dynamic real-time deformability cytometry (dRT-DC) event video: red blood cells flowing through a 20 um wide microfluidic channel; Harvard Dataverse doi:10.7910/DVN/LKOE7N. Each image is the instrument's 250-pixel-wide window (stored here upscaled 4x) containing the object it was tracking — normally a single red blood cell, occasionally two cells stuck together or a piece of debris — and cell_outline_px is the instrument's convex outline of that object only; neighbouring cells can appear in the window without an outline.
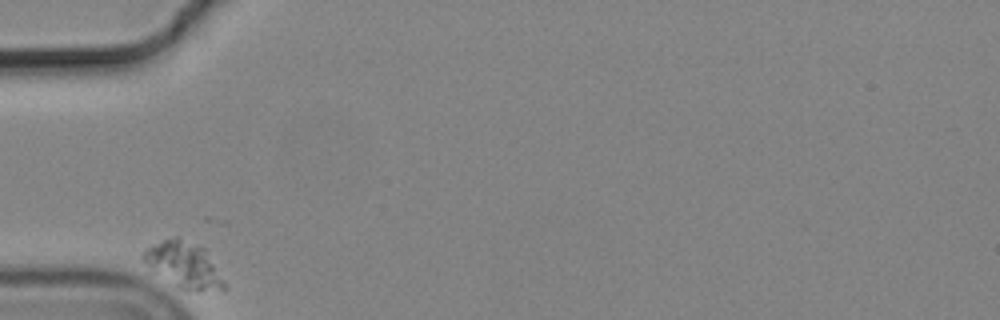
{"species": "common noctule bat (a hibernating species)", "species_latin": "Nyctalus noctula", "temperature_condition": "cold", "stored_images_in_passage": 13, "camera_frame_rate_fps": 3000, "um_per_image_px": 0.085, "animal": {"sex": "male", "body_mass_g": 19.2, "forearm_length_mm": 51.8}, "frame": {"image": 1, "passage_image": 1, "time_ms": 0.0, "image_size_px": [1000, 320], "cell_outline_px": [[228, 288], [224, 292], [180, 288], [148, 264], [140, 256], [140, 252], [164, 240], [176, 236], [180, 236], [204, 248], [224, 280]], "centroid_in_image_um": [15.71, 22.5], "position_along_channel_um": 69.3, "area_um2": 20.98}}
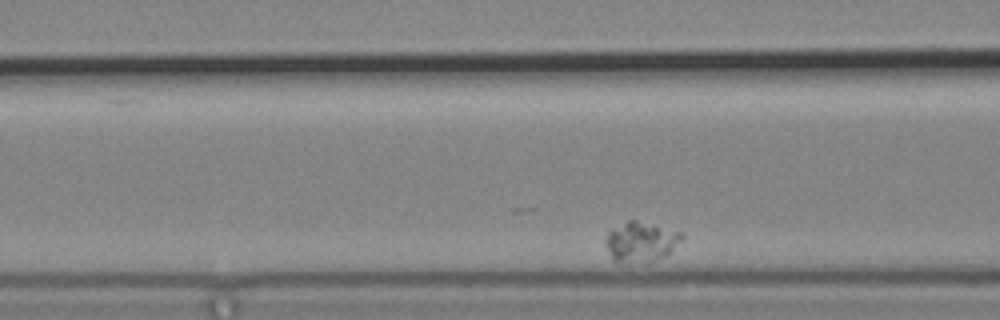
{"frame": {"image": 2, "passage_image": 6, "time_ms": 1.667, "image_size_px": [1000, 320], "cell_outline_px": [[684, 236], [664, 256], [648, 264], [644, 264], [612, 260], [604, 244], [604, 240], [608, 232], [612, 228], [628, 220], [636, 220], [684, 232]], "centroid_in_image_um": [54.44, 20.56], "position_along_channel_um": 112.2, "area_um2": 17.92}}
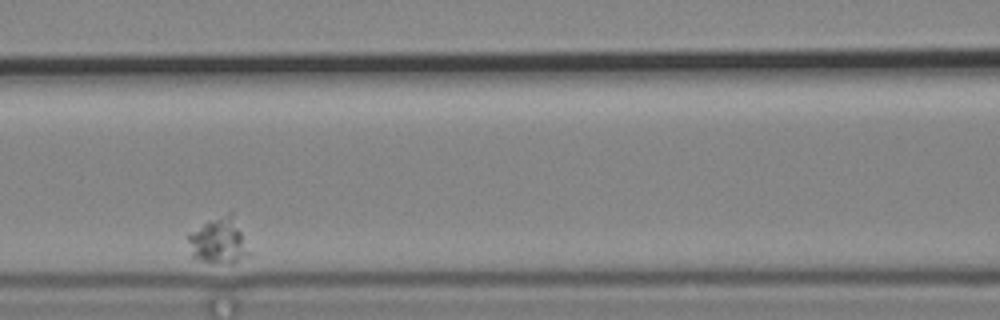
{"frame": {"image": 3, "passage_image": 10, "time_ms": 3.0, "image_size_px": [1000, 320], "cell_outline_px": [[252, 252], [248, 256], [232, 264], [216, 264], [200, 260], [192, 256], [188, 240], [188, 232], [204, 224], [232, 212]], "centroid_in_image_um": [18.63, 20.53], "position_along_channel_um": 148.0, "area_um2": 16.3}}